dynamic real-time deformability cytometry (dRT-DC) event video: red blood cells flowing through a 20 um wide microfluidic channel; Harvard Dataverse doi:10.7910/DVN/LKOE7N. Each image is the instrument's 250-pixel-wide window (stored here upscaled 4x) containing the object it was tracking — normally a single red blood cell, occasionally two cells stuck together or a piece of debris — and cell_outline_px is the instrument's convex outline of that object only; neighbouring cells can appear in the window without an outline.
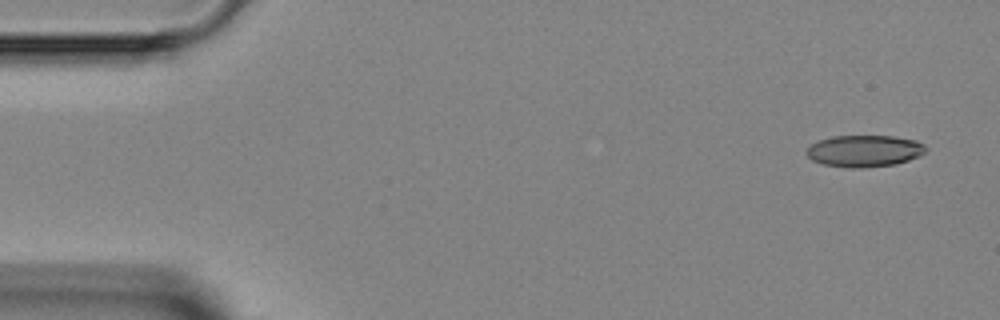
{"species": "Egyptian fruit bat (a non-hibernating species)", "species_latin": "Rousettus aegyptiacus", "temperature_condition": "room temperature", "stored_images_in_passage": 4, "camera_frame_rate_fps": 3000, "um_per_image_px": 0.085, "animal": {"sex": "female"}, "frame": {"image": 1, "passage_image": 1, "time_ms": 0.0, "image_size_px": [1000, 320], "cell_outline_px": [[928, 148], [920, 156], [896, 164], [864, 168], [848, 168], [824, 164], [812, 160], [808, 156], [808, 148], [812, 144], [820, 140], [832, 136], [892, 136], [916, 140], [924, 144]], "centroid_in_image_um": [73.51, 12.83], "position_along_channel_um": 11.5, "area_um2": 22.02}}
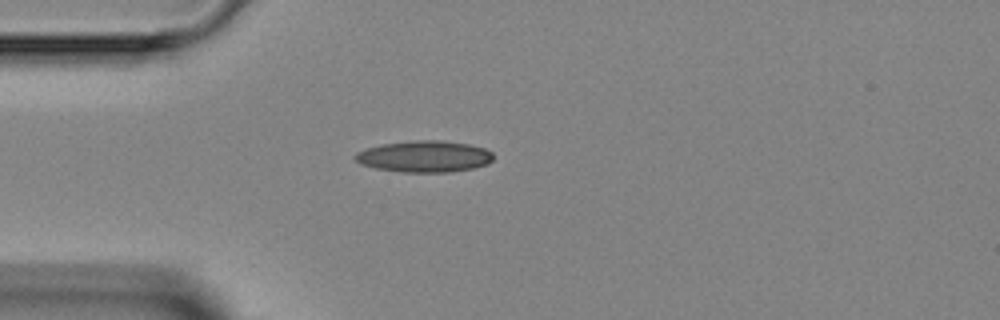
{"frame": {"image": 2, "passage_image": 4, "time_ms": 3.333, "image_size_px": [1000, 320], "cell_outline_px": [[492, 160], [488, 164], [472, 168], [448, 172], [404, 172], [376, 168], [360, 164], [352, 156], [356, 152], [364, 148], [380, 144], [416, 140], [444, 140], [468, 144], [484, 148], [492, 152]], "centroid_in_image_um": [36.03, 13.29], "position_along_channel_um": 49.0, "area_um2": 25.43}}